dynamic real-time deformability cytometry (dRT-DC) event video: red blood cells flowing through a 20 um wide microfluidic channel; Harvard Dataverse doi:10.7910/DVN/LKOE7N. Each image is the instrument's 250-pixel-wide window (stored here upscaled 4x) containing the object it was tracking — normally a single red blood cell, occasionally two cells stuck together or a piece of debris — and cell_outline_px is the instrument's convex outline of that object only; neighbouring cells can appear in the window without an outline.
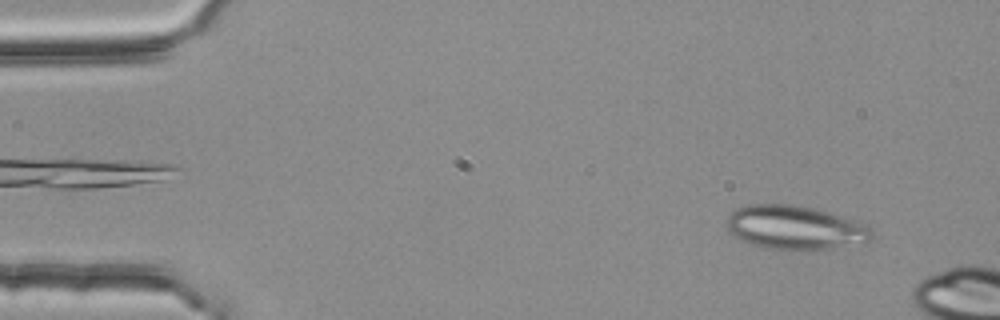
{"species": "common noctule bat (a hibernating species)", "species_latin": "Nyctalus noctula", "temperature_condition": "room temperature", "stored_images_in_passage": 10, "camera_frame_rate_fps": 3000, "um_per_image_px": 0.085, "animal": {"sex": "female", "body_mass_g": 25.1}, "frame": {"image": 1, "passage_image": 4, "time_ms": 1.0, "image_size_px": [1000, 320], "cell_outline_px": [[872, 240], [864, 244], [808, 252], [768, 248], [752, 244], [740, 240], [728, 232], [724, 224], [724, 220], [736, 208], [748, 204], [792, 204], [816, 208], [868, 224], [872, 232]], "centroid_in_image_um": [67.6, 19.37], "position_along_channel_um": 17.4, "area_um2": 38.32}}